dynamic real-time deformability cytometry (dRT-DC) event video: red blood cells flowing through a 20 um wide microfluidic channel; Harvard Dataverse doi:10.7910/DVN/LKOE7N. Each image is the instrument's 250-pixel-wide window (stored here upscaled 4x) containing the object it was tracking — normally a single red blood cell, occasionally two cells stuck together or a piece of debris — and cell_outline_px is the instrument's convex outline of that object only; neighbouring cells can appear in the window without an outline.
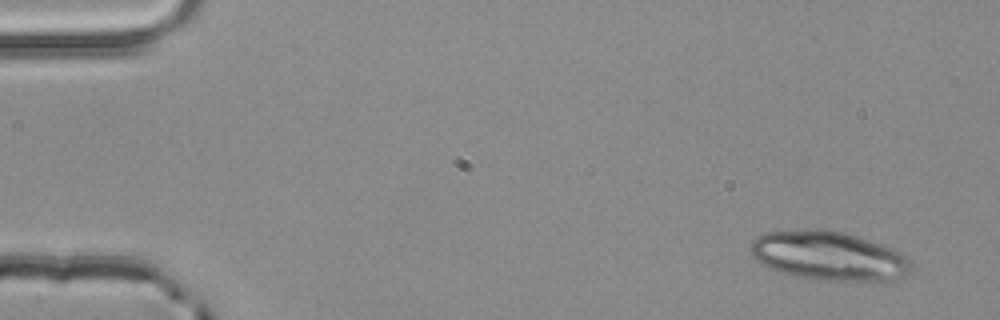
{"species": "common noctule bat (a hibernating species)", "species_latin": "Nyctalus noctula", "temperature_condition": "room temperature", "stored_images_in_passage": 3, "camera_frame_rate_fps": 3000, "um_per_image_px": 0.085, "animal": {"sex": "male", "body_mass_g": 20.4}, "frame": {"image": 1, "passage_image": 1, "time_ms": 0.0, "image_size_px": [1000, 320], "cell_outline_px": [[912, 276], [892, 280], [828, 280], [796, 276], [768, 268], [760, 264], [752, 256], [748, 248], [752, 240], [756, 236], [764, 232], [804, 228], [824, 228], [844, 232], [892, 248], [900, 252], [912, 260]], "centroid_in_image_um": [70.44, 21.73], "position_along_channel_um": 14.6, "area_um2": 46.64}}